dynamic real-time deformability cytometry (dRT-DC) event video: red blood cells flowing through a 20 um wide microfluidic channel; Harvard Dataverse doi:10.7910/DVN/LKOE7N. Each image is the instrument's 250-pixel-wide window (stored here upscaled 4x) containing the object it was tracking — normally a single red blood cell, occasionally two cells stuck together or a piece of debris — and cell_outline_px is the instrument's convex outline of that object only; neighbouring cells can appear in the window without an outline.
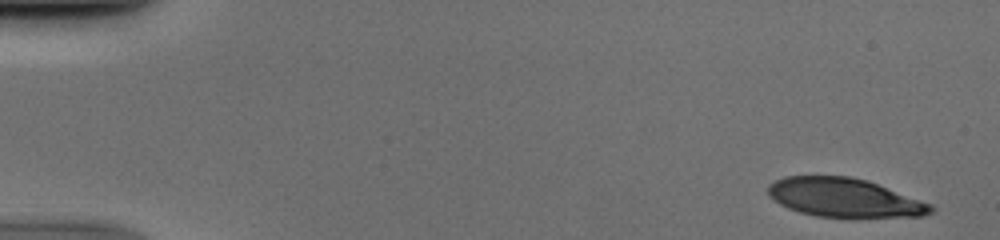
{"species": "human", "species_latin": "Homo sapiens", "temperature_condition": "cold", "stored_images_in_passage": 51, "camera_frame_rate_fps": 3000, "um_per_image_px": 0.085, "donor": {"sex": "male"}, "frame": {"image": 1, "passage_image": 1, "time_ms": 0.0, "image_size_px": [1000, 240], "cell_outline_px": [[932, 212], [920, 216], [816, 216], [800, 212], [788, 208], [780, 204], [768, 196], [768, 184], [784, 176], [852, 176], [868, 180], [932, 204]], "centroid_in_image_um": [71.72, 16.77], "position_along_channel_um": 13.3, "area_um2": 36.41}}
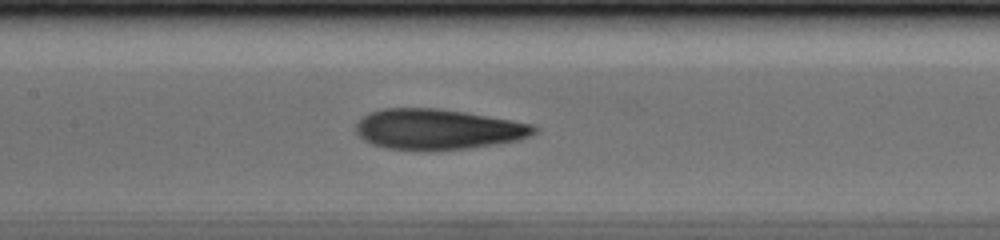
{"frame": {"image": 2, "passage_image": 24, "time_ms": 7.667, "image_size_px": [1000, 240], "cell_outline_px": [[540, 128], [536, 132], [520, 140], [496, 144], [468, 148], [432, 152], [388, 148], [372, 144], [364, 140], [356, 132], [356, 124], [360, 116], [368, 112], [384, 108], [436, 108], [464, 112], [536, 124]], "centroid_in_image_um": [37.21, 11.0], "position_along_channel_um": 170.2, "area_um2": 42.66}}
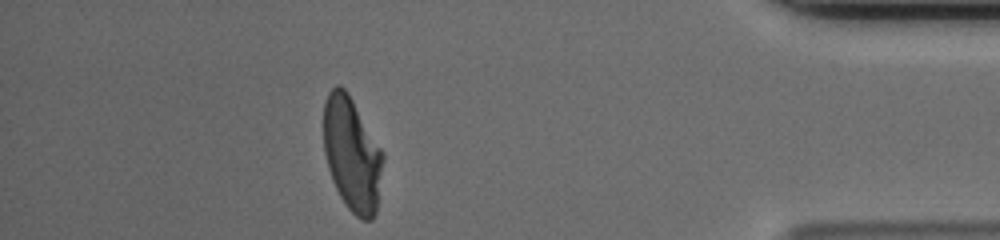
{"frame": {"image": 3, "passage_image": 45, "time_ms": 14.667, "image_size_px": [1000, 240], "cell_outline_px": [[384, 160], [376, 212], [372, 220], [364, 220], [356, 216], [344, 204], [332, 180], [328, 168], [324, 152], [324, 100], [328, 92], [336, 84], [340, 84], [348, 92], [384, 152]], "centroid_in_image_um": [29.92, 13.09], "position_along_channel_um": 405.3, "area_um2": 39.71}}